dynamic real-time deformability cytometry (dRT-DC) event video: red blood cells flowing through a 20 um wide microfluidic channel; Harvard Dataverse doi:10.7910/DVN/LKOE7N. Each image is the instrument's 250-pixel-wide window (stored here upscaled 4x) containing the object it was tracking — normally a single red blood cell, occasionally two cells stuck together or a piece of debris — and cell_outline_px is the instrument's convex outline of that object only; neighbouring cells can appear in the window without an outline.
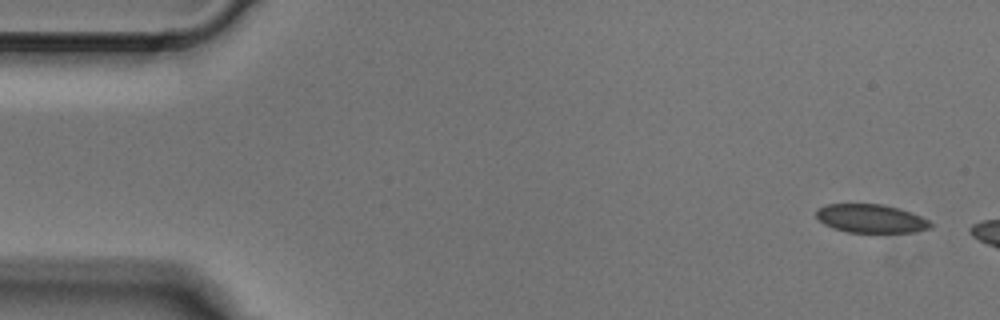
{"species": "Egyptian fruit bat (a non-hibernating species)", "species_latin": "Rousettus aegyptiacus", "temperature_condition": "cold", "stored_images_in_passage": 2, "camera_frame_rate_fps": 3000, "um_per_image_px": 0.085, "animal": {"sex": "male"}, "frame": {"image": 1, "passage_image": 2, "time_ms": 0.333, "image_size_px": [1000, 320], "cell_outline_px": [[932, 228], [912, 232], [848, 232], [824, 224], [816, 216], [816, 208], [828, 204], [884, 204], [900, 208], [912, 212], [928, 220], [932, 224]], "centroid_in_image_um": [74.05, 18.56], "position_along_channel_um": 11.0, "area_um2": 18.96}}